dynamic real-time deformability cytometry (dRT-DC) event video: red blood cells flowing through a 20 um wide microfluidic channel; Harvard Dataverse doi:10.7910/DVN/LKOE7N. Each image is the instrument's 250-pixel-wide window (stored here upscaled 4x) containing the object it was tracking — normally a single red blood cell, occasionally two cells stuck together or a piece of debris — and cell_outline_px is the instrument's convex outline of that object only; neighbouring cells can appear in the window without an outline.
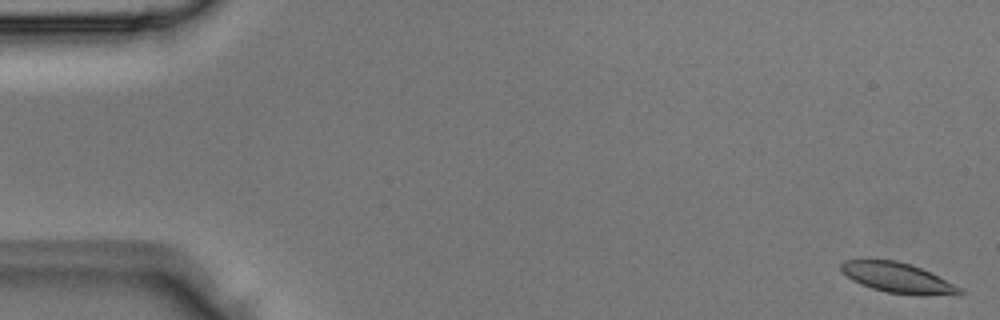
{"species": "Egyptian fruit bat (a non-hibernating species)", "species_latin": "Rousettus aegyptiacus", "temperature_condition": "room temperature", "stored_images_in_passage": 4, "camera_frame_rate_fps": 3000, "um_per_image_px": 0.085, "animal": {"sex": "male"}, "frame": {"image": 1, "passage_image": 1, "time_ms": 0.0, "image_size_px": [1000, 320], "cell_outline_px": [[964, 292], [960, 296], [916, 296], [888, 292], [872, 288], [860, 284], [852, 280], [840, 268], [840, 264], [844, 260], [896, 260], [912, 264], [960, 288]], "centroid_in_image_um": [76.34, 23.64], "position_along_channel_um": 8.7, "area_um2": 20.81}}
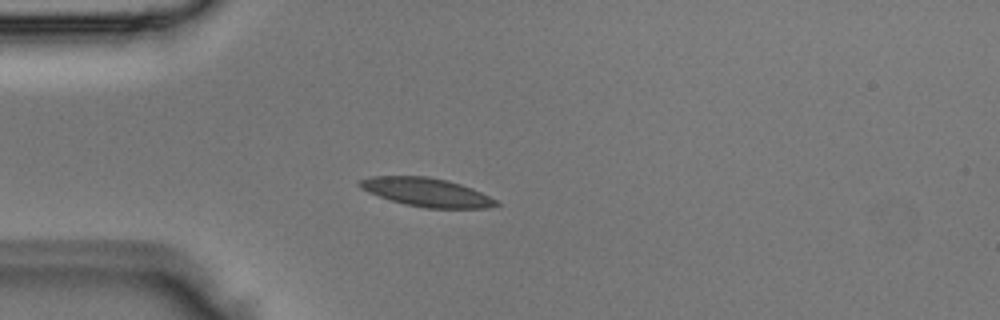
{"frame": {"image": 2, "passage_image": 4, "time_ms": 1.0, "image_size_px": [1000, 320], "cell_outline_px": [[500, 204], [488, 208], [428, 208], [404, 204], [368, 192], [360, 188], [356, 184], [360, 180], [372, 176], [428, 176], [448, 180], [472, 188], [496, 200]], "centroid_in_image_um": [36.25, 16.33], "position_along_channel_um": 48.8, "area_um2": 22.6}}